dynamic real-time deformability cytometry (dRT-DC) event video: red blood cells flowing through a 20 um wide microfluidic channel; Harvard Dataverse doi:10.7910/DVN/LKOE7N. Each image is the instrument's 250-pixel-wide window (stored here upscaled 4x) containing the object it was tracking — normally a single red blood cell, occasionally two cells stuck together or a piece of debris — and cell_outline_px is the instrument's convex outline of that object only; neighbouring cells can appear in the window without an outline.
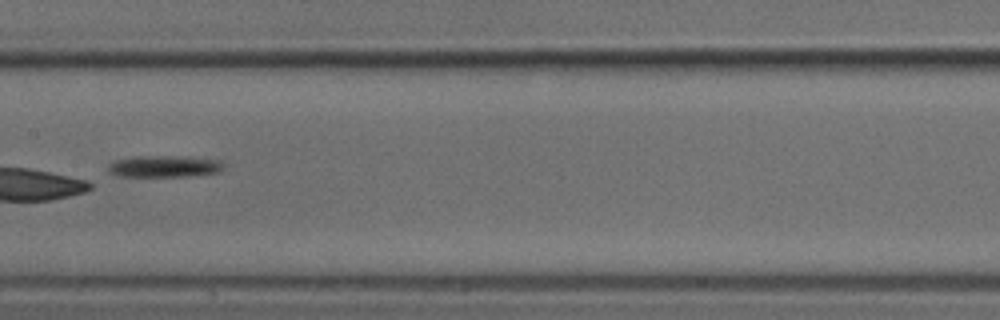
{"species": "common noctule bat (a hibernating species)", "species_latin": "Nyctalus noctula", "temperature_condition": "cold", "stored_images_in_passage": 7, "camera_frame_rate_fps": 3000, "um_per_image_px": 0.085, "animal": {"sex": "male", "body_mass_g": 18.8}, "frame": {"image": 1, "passage_image": 7, "time_ms": 7.0, "image_size_px": [1000, 320], "cell_outline_px": [[228, 164], [220, 172], [188, 176], [120, 176], [108, 172], [108, 164], [116, 160], [140, 156], [184, 156], [224, 160]], "centroid_in_image_um": [14.08, 14.13], "position_along_channel_um": 193.3, "area_um2": 14.8}}